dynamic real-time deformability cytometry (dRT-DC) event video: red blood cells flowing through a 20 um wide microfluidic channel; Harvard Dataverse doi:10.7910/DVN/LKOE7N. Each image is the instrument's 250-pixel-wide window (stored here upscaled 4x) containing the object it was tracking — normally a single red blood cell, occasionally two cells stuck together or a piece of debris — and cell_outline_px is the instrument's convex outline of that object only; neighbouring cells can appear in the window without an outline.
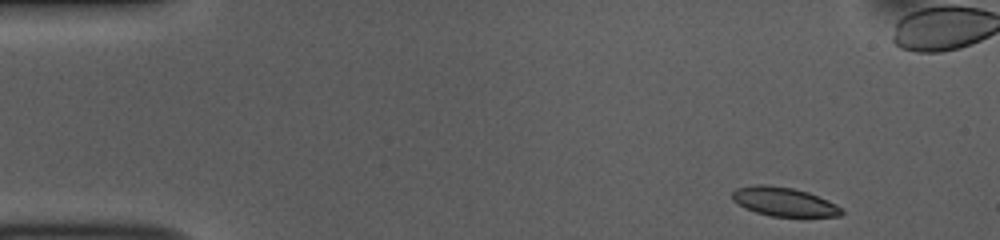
{"species": "common noctule bat (a hibernating species)", "species_latin": "Nyctalus noctula", "temperature_condition": "room temperature", "stored_images_in_passage": 50, "camera_frame_rate_fps": 3000, "um_per_image_px": 0.085, "animal": {"sex": "female", "body_mass_g": 10.0, "forearm_length_mm": 53.1}, "frame": {"image": 1, "passage_image": 2, "time_ms": 0.333, "image_size_px": [1000, 240], "cell_outline_px": [[844, 212], [840, 216], [804, 220], [772, 216], [756, 212], [744, 208], [732, 200], [732, 192], [736, 188], [756, 184], [768, 184], [792, 188], [808, 192], [828, 200], [836, 204]], "centroid_in_image_um": [66.7, 17.2], "position_along_channel_um": 18.3, "area_um2": 19.36}}
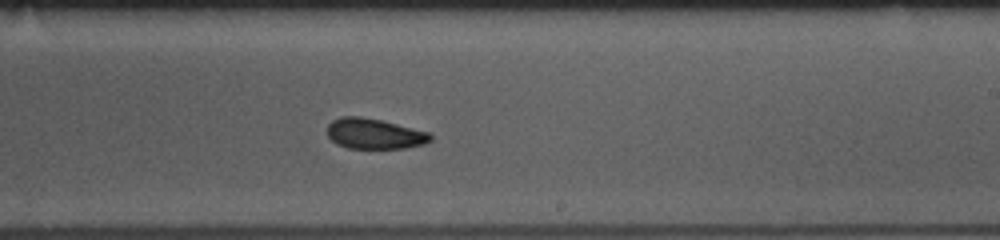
{"frame": {"image": 2, "passage_image": 28, "time_ms": 9.0, "image_size_px": [1000, 240], "cell_outline_px": [[432, 140], [424, 144], [404, 148], [348, 148], [336, 144], [328, 136], [328, 124], [332, 120], [340, 116], [360, 116], [380, 120], [432, 132]], "centroid_in_image_um": [31.84, 11.36], "position_along_channel_um": 257.2, "area_um2": 18.44}}
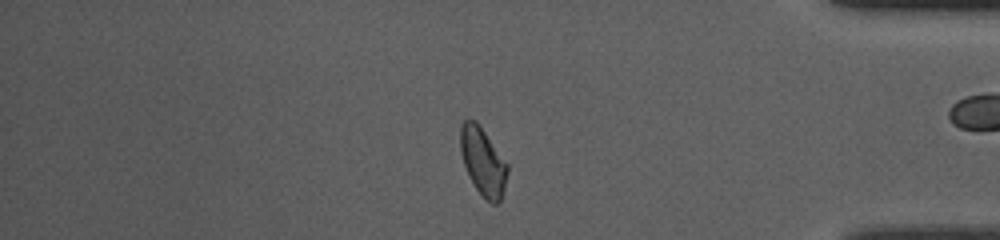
{"frame": {"image": 3, "passage_image": 41, "time_ms": 13.333, "image_size_px": [1000, 240], "cell_outline_px": [[508, 172], [504, 188], [500, 200], [496, 204], [492, 204], [476, 188], [464, 164], [460, 152], [460, 124], [464, 120], [476, 120], [508, 164]], "centroid_in_image_um": [41.05, 13.69], "position_along_channel_um": 394.2, "area_um2": 18.26}, "authors_computed_cell_mechanics": {"area_um2": 19.0451, "velocity_mm_per_s": 3.8063, "shape_relaxation_time_tau1_ms": 2.4808, "shape_relaxation_time_tau2_ms": 3.2475, "deformation_change_tau1": 0.1136, "deformation_change_tau2": 0.0951}}